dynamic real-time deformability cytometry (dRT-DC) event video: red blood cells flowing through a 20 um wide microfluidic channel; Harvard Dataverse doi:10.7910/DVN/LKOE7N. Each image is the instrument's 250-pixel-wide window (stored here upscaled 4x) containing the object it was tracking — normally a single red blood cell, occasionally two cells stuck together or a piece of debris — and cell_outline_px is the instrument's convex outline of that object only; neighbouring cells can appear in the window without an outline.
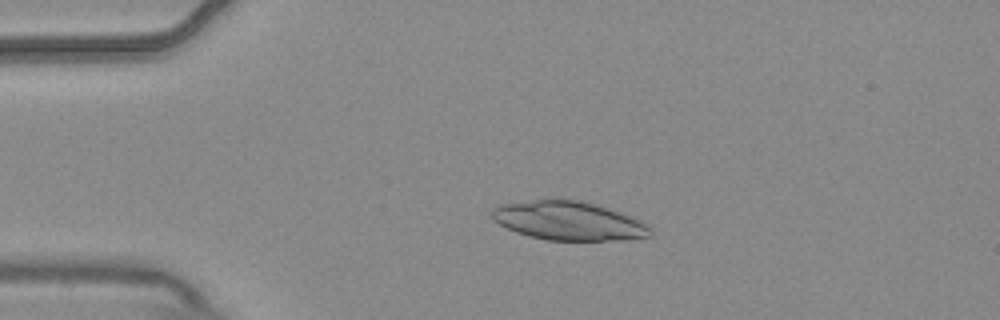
{"species": "common noctule bat (a hibernating species)", "species_latin": "Nyctalus noctula", "temperature_condition": "warm", "stored_images_in_passage": 3, "camera_frame_rate_fps": 3000, "um_per_image_px": 0.085, "animal": {"sex": "male", "body_mass_g": 20.4}, "frame": {"image": 1, "passage_image": 2, "time_ms": 0.333, "image_size_px": [1000, 320], "cell_outline_px": [[652, 236], [628, 240], [548, 240], [516, 232], [500, 224], [492, 216], [492, 208], [500, 204], [544, 196], [552, 196], [580, 200], [596, 204], [628, 216], [648, 224], [652, 228]], "centroid_in_image_um": [48.31, 18.72], "position_along_channel_um": 36.7, "area_um2": 36.53}}